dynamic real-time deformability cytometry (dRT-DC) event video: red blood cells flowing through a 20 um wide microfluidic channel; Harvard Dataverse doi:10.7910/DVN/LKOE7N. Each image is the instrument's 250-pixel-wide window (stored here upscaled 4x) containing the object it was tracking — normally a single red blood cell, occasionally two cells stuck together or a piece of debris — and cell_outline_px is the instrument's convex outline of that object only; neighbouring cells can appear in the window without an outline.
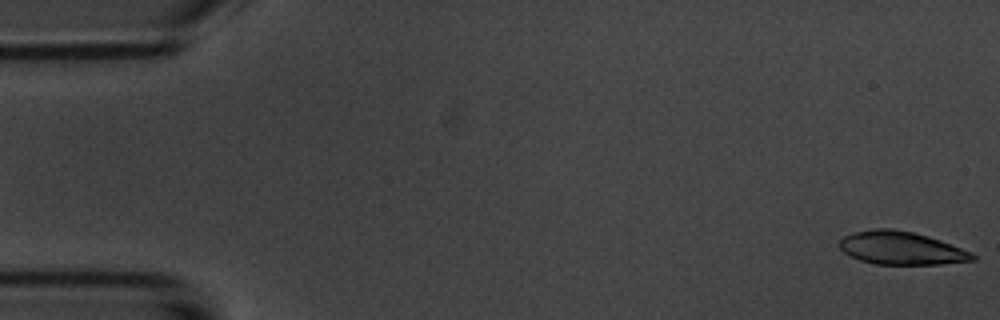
{"species": "common noctule bat (a hibernating species)", "species_latin": "Nyctalus noctula", "temperature_condition": "room temperature", "stored_images_in_passage": 6, "segment_of_instrument_passage": [1, 2], "camera_frame_rate_fps": 3000, "um_per_image_px": 0.085, "animal": {"sex": "male", "body_mass_g": 20.1, "forearm_length_mm": 53.5}, "frame": {"image": 1, "passage_image": 1, "time_ms": 0.0, "image_size_px": [1000, 320], "cell_outline_px": [[976, 260], [940, 264], [876, 264], [860, 260], [844, 252], [840, 248], [840, 240], [844, 236], [852, 232], [872, 228], [892, 228], [912, 232], [928, 236], [940, 240], [972, 252], [976, 256]], "centroid_in_image_um": [76.61, 21.08], "position_along_channel_um": 8.4, "area_um2": 25.61}}
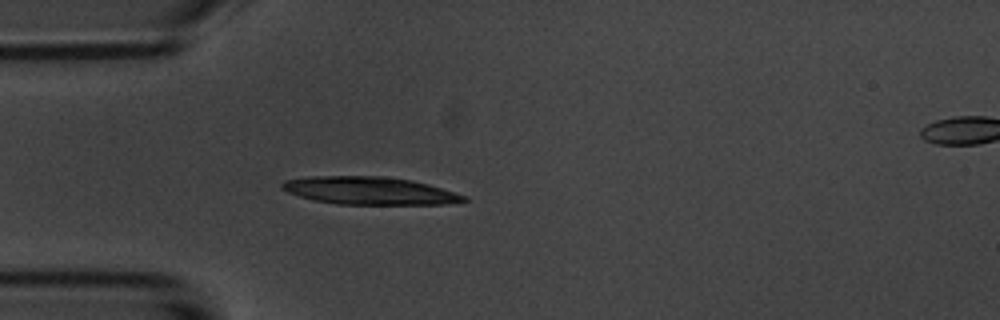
{"frame": {"image": 2, "passage_image": 5, "time_ms": 4.667, "image_size_px": [1000, 320], "cell_outline_px": [[468, 200], [444, 204], [336, 204], [316, 200], [300, 196], [288, 192], [280, 188], [280, 184], [284, 180], [308, 176], [384, 176], [412, 180], [428, 184], [468, 196]], "centroid_in_image_um": [31.39, 16.2], "position_along_channel_um": 53.6, "area_um2": 29.36}}